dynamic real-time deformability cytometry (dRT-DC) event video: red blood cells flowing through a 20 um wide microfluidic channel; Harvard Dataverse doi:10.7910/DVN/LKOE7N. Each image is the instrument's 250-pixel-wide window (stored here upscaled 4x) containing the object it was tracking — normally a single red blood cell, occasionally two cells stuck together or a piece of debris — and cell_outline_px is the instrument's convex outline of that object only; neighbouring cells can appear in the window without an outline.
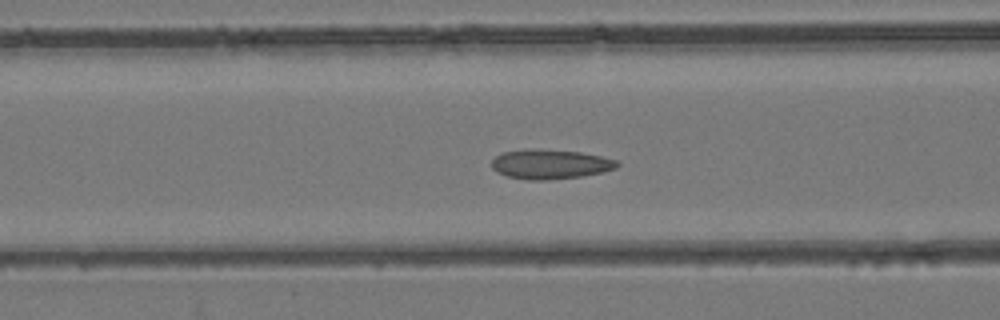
{"species": "common noctule bat (a hibernating species)", "species_latin": "Nyctalus noctula", "temperature_condition": "room temperature", "stored_images_in_passage": 49, "camera_frame_rate_fps": 3000, "um_per_image_px": 0.085, "animal": {"sex": "female", "body_mass_g": 24.6, "forearm_length_mm": 56.2}, "frame": {"image": 1, "passage_image": 20, "time_ms": 6.333, "image_size_px": [1000, 320], "cell_outline_px": [[620, 164], [616, 168], [600, 172], [580, 176], [544, 180], [528, 180], [508, 176], [496, 172], [492, 168], [492, 160], [496, 156], [504, 152], [528, 148], [536, 148], [580, 152], [600, 156], [616, 160]], "centroid_in_image_um": [46.73, 13.94], "position_along_channel_um": 119.9, "area_um2": 21.5}}
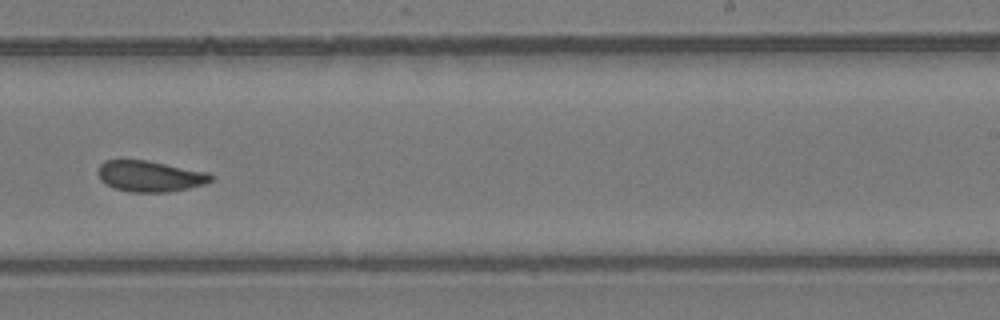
{"frame": {"image": 2, "passage_image": 31, "time_ms": 10.0, "image_size_px": [1000, 320], "cell_outline_px": [[212, 180], [204, 184], [188, 188], [168, 192], [128, 192], [116, 188], [100, 180], [96, 172], [100, 164], [104, 160], [148, 160], [208, 172], [212, 176]], "centroid_in_image_um": [12.72, 14.97], "position_along_channel_um": 276.3, "area_um2": 20.4}}
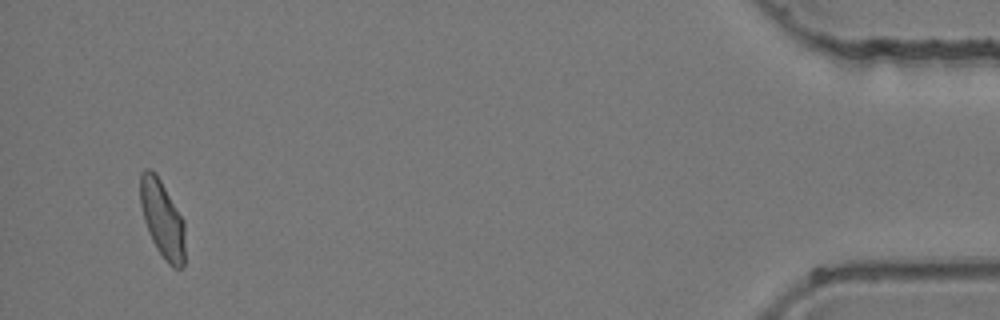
{"frame": {"image": 3, "passage_image": 47, "time_ms": 15.333, "image_size_px": [1000, 320], "cell_outline_px": [[184, 264], [180, 268], [172, 268], [168, 264], [156, 248], [148, 232], [144, 220], [140, 204], [140, 172], [144, 168], [148, 168], [156, 172], [184, 220]], "centroid_in_image_um": [13.78, 18.59], "position_along_channel_um": 421.4, "area_um2": 20.35}}